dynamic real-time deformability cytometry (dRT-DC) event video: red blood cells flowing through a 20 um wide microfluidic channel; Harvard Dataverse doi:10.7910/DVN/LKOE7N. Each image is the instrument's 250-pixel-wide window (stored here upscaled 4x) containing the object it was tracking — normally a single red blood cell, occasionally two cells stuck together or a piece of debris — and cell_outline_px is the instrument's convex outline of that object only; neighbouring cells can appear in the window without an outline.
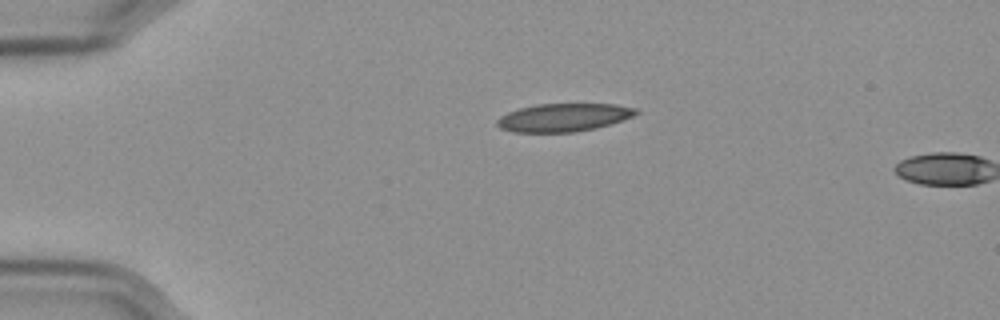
{"species": "Egyptian fruit bat (a non-hibernating species)", "species_latin": "Rousettus aegyptiacus", "temperature_condition": "cold", "stored_images_in_passage": 3, "camera_frame_rate_fps": 3000, "um_per_image_px": 0.085, "frame": {"image": 1, "passage_image": 1, "time_ms": 0.0, "image_size_px": [1000, 320], "cell_outline_px": [[640, 112], [632, 116], [596, 128], [576, 132], [512, 132], [500, 128], [496, 124], [496, 120], [500, 116], [508, 112], [520, 108], [536, 104], [616, 104], [636, 108]], "centroid_in_image_um": [47.87, 9.98], "position_along_channel_um": 37.1, "area_um2": 22.66}}